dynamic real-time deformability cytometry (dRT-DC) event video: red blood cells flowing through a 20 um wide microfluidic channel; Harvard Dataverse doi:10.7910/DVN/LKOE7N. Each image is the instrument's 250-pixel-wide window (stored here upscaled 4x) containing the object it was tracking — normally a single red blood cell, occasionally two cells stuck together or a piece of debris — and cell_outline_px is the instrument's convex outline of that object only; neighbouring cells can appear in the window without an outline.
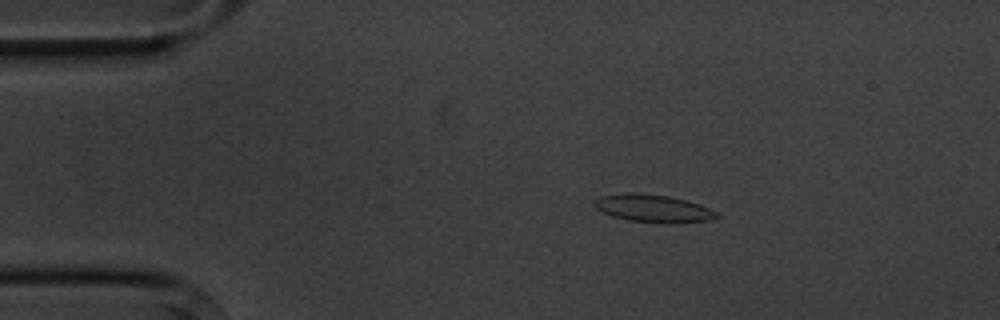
{"species": "common noctule bat (a hibernating species)", "species_latin": "Nyctalus noctula", "temperature_condition": "cold", "stored_images_in_passage": 14, "camera_frame_rate_fps": 3000, "um_per_image_px": 0.085, "animal": {"sex": "male", "body_mass_g": 20.1, "forearm_length_mm": 53.5}, "frame": {"image": 1, "passage_image": 2, "time_ms": 2.0, "image_size_px": [1000, 320], "cell_outline_px": [[720, 216], [708, 220], [676, 224], [668, 224], [628, 220], [612, 216], [596, 208], [592, 204], [600, 196], [624, 192], [632, 192], [668, 196], [700, 204], [716, 212]], "centroid_in_image_um": [55.51, 17.72], "position_along_channel_um": 29.5, "area_um2": 19.77}}
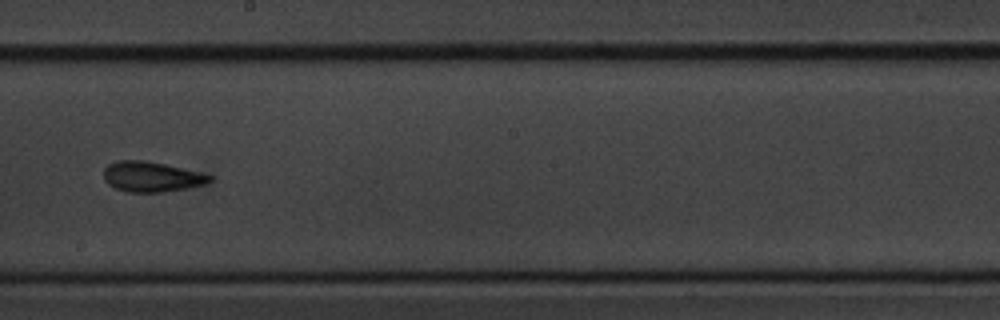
{"frame": {"image": 2, "passage_image": 8, "time_ms": 9.0, "image_size_px": [1000, 320], "cell_outline_px": [[212, 180], [208, 184], [164, 192], [128, 192], [116, 188], [108, 184], [104, 180], [104, 168], [108, 164], [116, 160], [144, 160], [164, 164], [200, 172], [212, 176]], "centroid_in_image_um": [12.87, 15.02], "position_along_channel_um": 235.3, "area_um2": 18.73}}
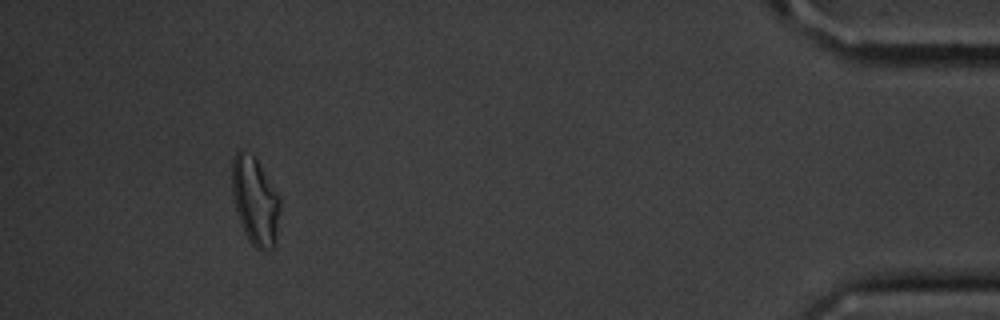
{"frame": {"image": 3, "passage_image": 13, "time_ms": 15.667, "image_size_px": [1000, 320], "cell_outline_px": [[280, 208], [276, 248], [264, 252], [256, 248], [252, 244], [244, 232], [236, 212], [232, 192], [232, 160], [236, 152], [240, 148], [256, 156], [276, 192], [280, 200]], "centroid_in_image_um": [21.7, 17.09], "position_along_channel_um": 413.5, "area_um2": 25.03}, "authors_computed_cell_mechanics": {"area_um2": 18.9584, "velocity_mm_per_s": 3.6262, "shape_relaxation_time_tau1_ms": 2.8682, "shape_relaxation_time_tau2_ms": 1.7154, "deformation_change_tau1": 0.095, "deformation_change_tau2": 0.0644}}